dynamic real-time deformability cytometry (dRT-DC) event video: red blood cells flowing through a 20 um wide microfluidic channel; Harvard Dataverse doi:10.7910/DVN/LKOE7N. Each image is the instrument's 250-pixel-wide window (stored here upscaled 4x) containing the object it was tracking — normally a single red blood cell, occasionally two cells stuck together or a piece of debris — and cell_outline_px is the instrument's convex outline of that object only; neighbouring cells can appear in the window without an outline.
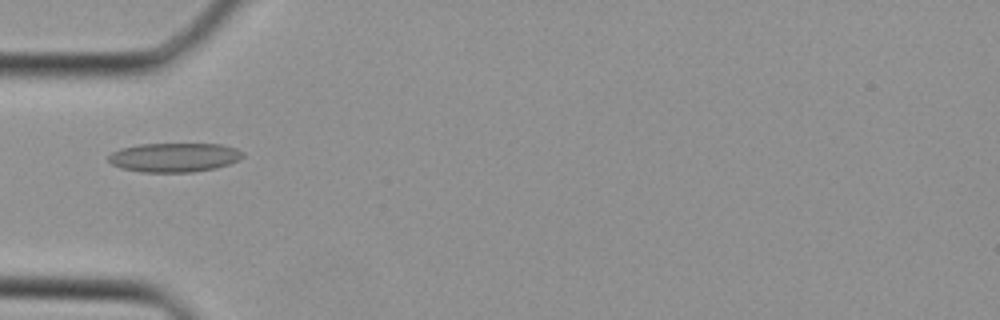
{"species": "Egyptian fruit bat (a non-hibernating species)", "species_latin": "Rousettus aegyptiacus", "temperature_condition": "cold", "stored_images_in_passage": 36, "camera_frame_rate_fps": 3000, "um_per_image_px": 0.085, "animal": {"sex": "female"}, "frame": {"image": 1, "passage_image": 12, "time_ms": 3.667, "image_size_px": [1000, 320], "cell_outline_px": [[244, 156], [228, 164], [216, 168], [192, 172], [140, 172], [120, 168], [112, 164], [108, 160], [108, 156], [112, 152], [120, 148], [140, 144], [220, 144], [236, 148], [244, 152]], "centroid_in_image_um": [14.79, 13.38], "position_along_channel_um": 70.2, "area_um2": 22.83}}
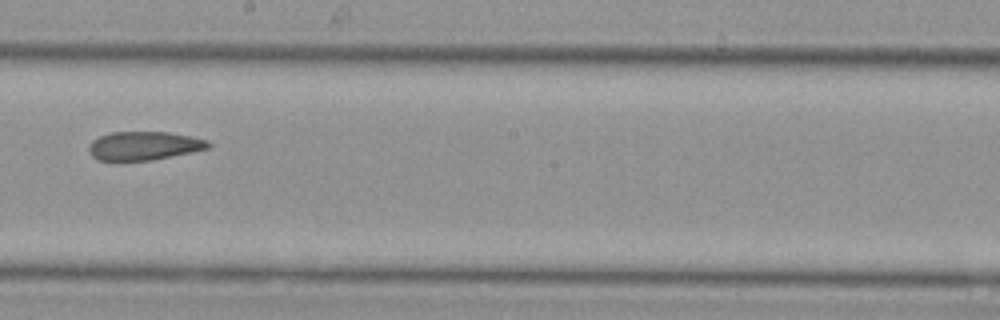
{"frame": {"image": 2, "passage_image": 21, "time_ms": 6.667, "image_size_px": [1000, 320], "cell_outline_px": [[212, 144], [208, 148], [152, 160], [120, 164], [96, 160], [88, 152], [88, 144], [92, 140], [100, 136], [112, 132], [168, 132], [208, 140]], "centroid_in_image_um": [12.12, 12.44], "position_along_channel_um": 236.1, "area_um2": 20.58}}
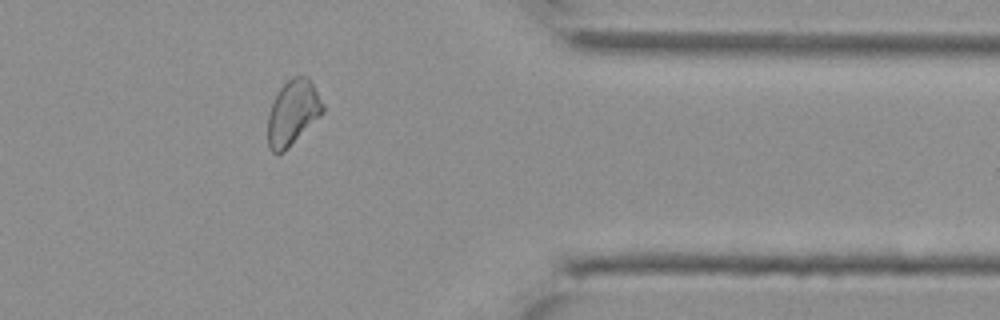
{"frame": {"image": 3, "passage_image": 30, "time_ms": 9.667, "image_size_px": [1000, 320], "cell_outline_px": [[324, 112], [284, 152], [276, 156], [268, 148], [268, 116], [272, 100], [280, 88], [292, 76], [308, 76], [312, 80], [324, 104]], "centroid_in_image_um": [24.89, 9.57], "position_along_channel_um": 386.5, "area_um2": 21.15}}